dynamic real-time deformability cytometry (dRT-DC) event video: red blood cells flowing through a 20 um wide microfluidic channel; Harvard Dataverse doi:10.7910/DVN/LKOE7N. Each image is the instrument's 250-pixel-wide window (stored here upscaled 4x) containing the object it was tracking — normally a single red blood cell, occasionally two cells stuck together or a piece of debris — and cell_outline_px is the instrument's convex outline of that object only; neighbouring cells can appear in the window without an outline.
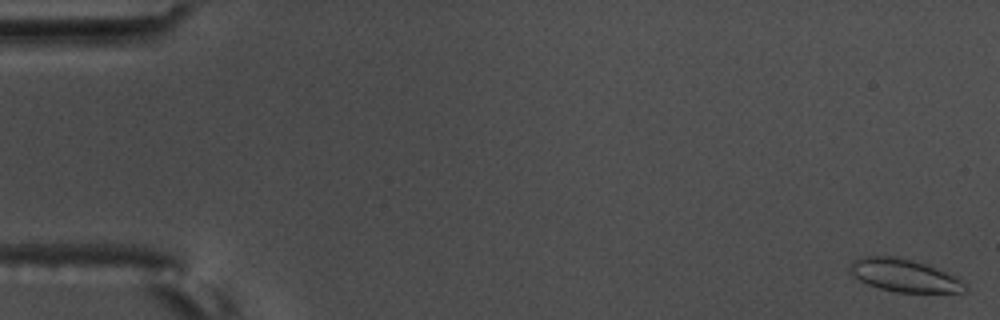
{"species": "common noctule bat (a hibernating species)", "species_latin": "Nyctalus noctula", "temperature_condition": "warm", "stored_images_in_passage": 57, "camera_frame_rate_fps": 3000, "um_per_image_px": 0.085, "animal": {"sex": "male", "body_mass_g": 17.5, "forearm_length_mm": 52.3}, "frame": {"image": 1, "passage_image": 1, "time_ms": 0.0, "image_size_px": [1000, 320], "cell_outline_px": [[968, 288], [964, 292], [896, 292], [880, 288], [868, 284], [852, 276], [852, 264], [856, 260], [864, 256], [900, 256], [924, 264], [944, 272], [960, 280]], "centroid_in_image_um": [76.85, 23.41], "position_along_channel_um": 8.2, "area_um2": 21.33}}
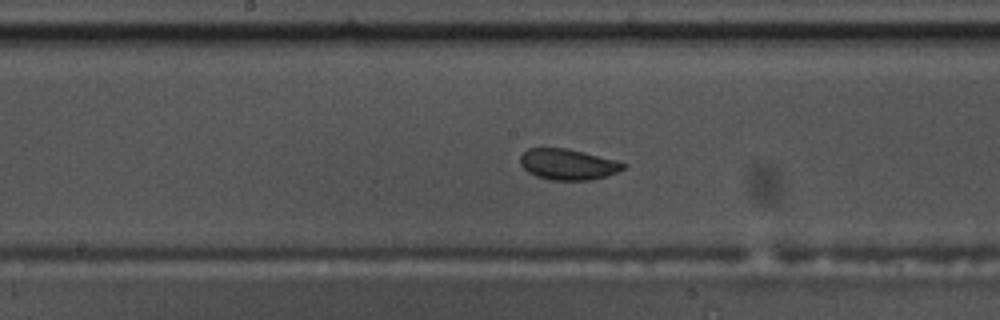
{"frame": {"image": 2, "passage_image": 31, "time_ms": 10.0, "image_size_px": [1000, 320], "cell_outline_px": [[628, 164], [624, 168], [616, 172], [604, 176], [588, 180], [552, 180], [536, 176], [528, 172], [520, 164], [520, 156], [528, 148], [568, 148], [616, 160]], "centroid_in_image_um": [48.25, 13.96], "position_along_channel_um": 199.9, "area_um2": 18.44}}
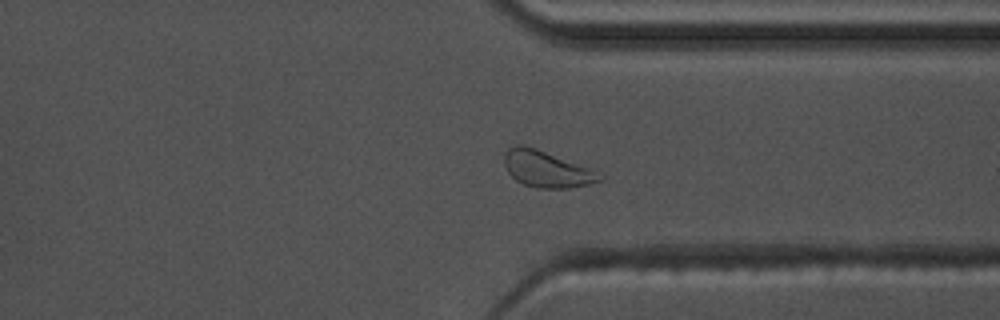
{"frame": {"image": 3, "passage_image": 45, "time_ms": 14.667, "image_size_px": [1000, 320], "cell_outline_px": [[604, 180], [588, 184], [568, 188], [536, 188], [524, 184], [516, 180], [508, 172], [504, 164], [504, 152], [508, 148], [516, 144], [524, 144], [536, 148], [588, 168], [604, 176]], "centroid_in_image_um": [46.42, 14.37], "position_along_channel_um": 365.0, "area_um2": 20.06}, "authors_computed_cell_mechanics": {"area_um2": 19.8254, "velocity_mm_per_s": 3.5288, "shape_relaxation_time_tau1_ms": 2.4199, "shape_relaxation_time_tau2_ms": null, "deformation_change_tau1": 0.0656, "deformation_change_tau2": null}}